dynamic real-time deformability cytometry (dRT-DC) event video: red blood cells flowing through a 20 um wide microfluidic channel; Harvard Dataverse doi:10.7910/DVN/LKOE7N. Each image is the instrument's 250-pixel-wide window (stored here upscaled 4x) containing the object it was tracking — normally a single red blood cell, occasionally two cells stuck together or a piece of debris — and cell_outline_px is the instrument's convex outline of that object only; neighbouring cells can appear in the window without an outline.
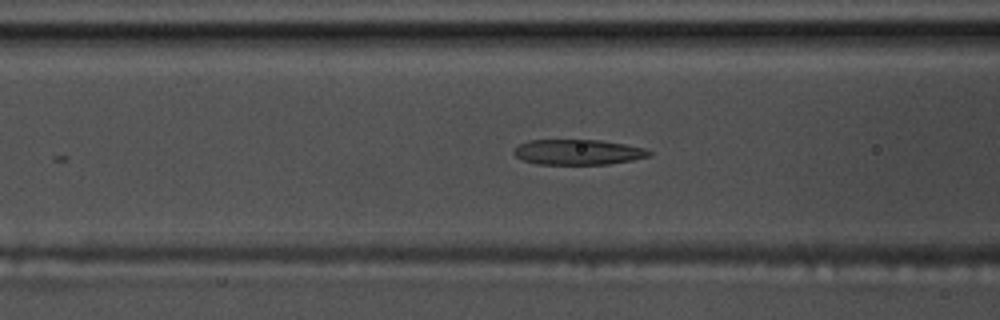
{"species": "common noctule bat (a hibernating species)", "species_latin": "Nyctalus noctula", "temperature_condition": "warm", "stored_images_in_passage": 56, "camera_frame_rate_fps": 3000, "um_per_image_px": 0.085, "animal": {"sex": "male", "body_mass_g": 17.5, "forearm_length_mm": 52.3}, "frame": {"image": 1, "passage_image": 22, "time_ms": 7.0, "image_size_px": [1000, 320], "cell_outline_px": [[652, 156], [632, 160], [608, 164], [536, 164], [524, 160], [516, 156], [512, 152], [520, 144], [528, 140], [600, 140], [624, 144], [644, 148], [652, 152]], "centroid_in_image_um": [49.15, 12.93], "position_along_channel_um": 117.5, "area_um2": 19.88}}
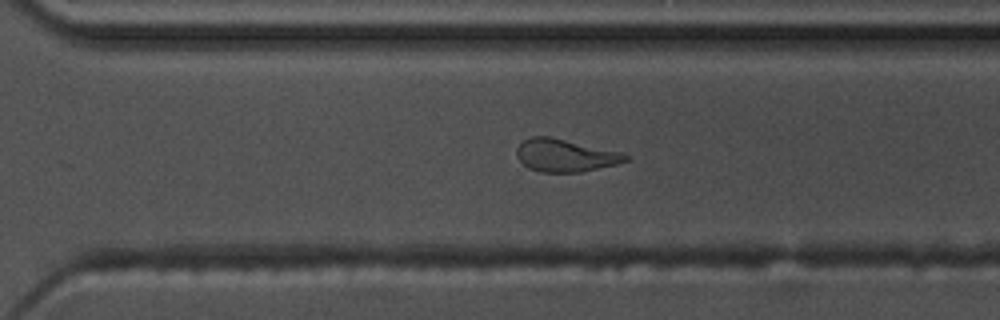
{"frame": {"image": 2, "passage_image": 39, "time_ms": 12.667, "image_size_px": [1000, 320], "cell_outline_px": [[632, 156], [628, 160], [616, 164], [580, 172], [540, 172], [528, 168], [516, 156], [516, 148], [524, 140], [532, 136], [548, 136], [620, 152]], "centroid_in_image_um": [48.02, 13.21], "position_along_channel_um": 322.6, "area_um2": 20.52}}
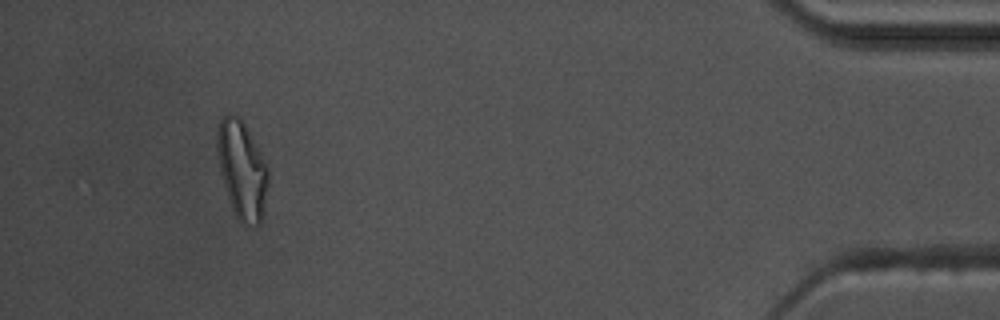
{"frame": {"image": 3, "passage_image": 52, "time_ms": 17.0, "image_size_px": [1000, 320], "cell_outline_px": [[268, 184], [264, 212], [260, 224], [256, 228], [252, 228], [240, 224], [232, 208], [220, 172], [216, 148], [216, 132], [220, 120], [228, 112], [236, 116], [244, 124], [268, 172]], "centroid_in_image_um": [20.55, 14.53], "position_along_channel_um": 414.7, "area_um2": 28.78}, "authors_computed_cell_mechanics": {"area_um2": 21.5016, "velocity_mm_per_s": 3.6248, "shape_relaxation_time_tau1_ms": 6.2905, "shape_relaxation_time_tau2_ms": 2.0615, "deformation_change_tau1": 0.2087, "deformation_change_tau2": 0.1162}}